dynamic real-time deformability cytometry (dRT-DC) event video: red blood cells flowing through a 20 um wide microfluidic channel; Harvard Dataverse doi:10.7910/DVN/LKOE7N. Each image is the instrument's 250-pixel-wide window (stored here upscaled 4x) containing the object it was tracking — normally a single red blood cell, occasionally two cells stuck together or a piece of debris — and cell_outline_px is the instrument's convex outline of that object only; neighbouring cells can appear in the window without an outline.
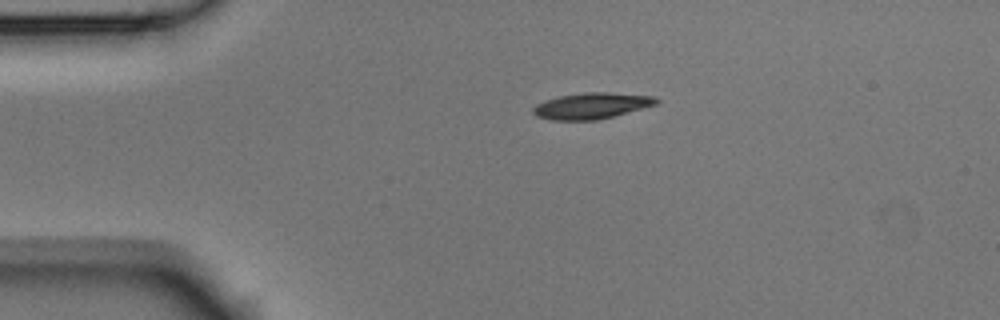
{"species": "Egyptian fruit bat (a non-hibernating species)", "species_latin": "Rousettus aegyptiacus", "temperature_condition": "room temperature", "stored_images_in_passage": 2, "camera_frame_rate_fps": 3000, "um_per_image_px": 0.085, "animal": {"sex": "male"}, "frame": {"image": 1, "passage_image": 1, "time_ms": 0.0, "image_size_px": [1000, 320], "cell_outline_px": [[660, 100], [656, 104], [612, 116], [596, 120], [552, 120], [536, 116], [532, 112], [532, 108], [536, 104], [560, 96], [584, 92], [604, 92], [656, 96]], "centroid_in_image_um": [50.27, 8.99], "position_along_channel_um": 34.7, "area_um2": 18.5}}